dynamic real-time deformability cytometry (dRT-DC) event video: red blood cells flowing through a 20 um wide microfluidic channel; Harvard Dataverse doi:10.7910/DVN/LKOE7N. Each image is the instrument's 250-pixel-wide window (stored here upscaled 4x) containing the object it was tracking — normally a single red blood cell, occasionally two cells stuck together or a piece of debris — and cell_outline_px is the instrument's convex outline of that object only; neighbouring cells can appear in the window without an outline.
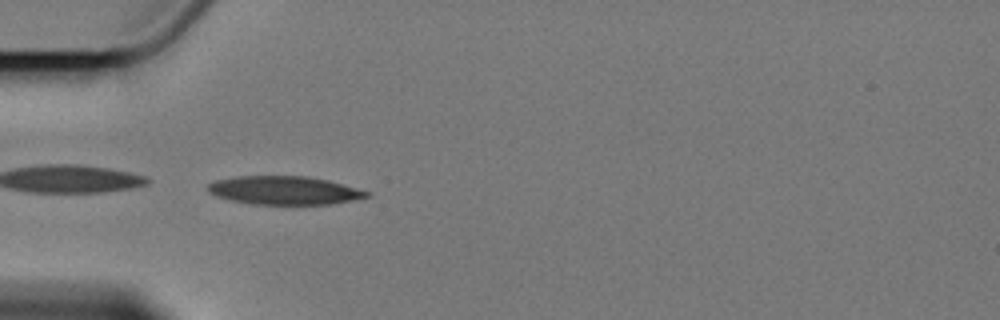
{"species": "Egyptian fruit bat (a non-hibernating species)", "species_latin": "Rousettus aegyptiacus", "temperature_condition": "cold", "stored_images_in_passage": 6, "camera_frame_rate_fps": 3000, "um_per_image_px": 0.085, "animal": {"sex": "female"}, "frame": {"image": 1, "passage_image": 4, "time_ms": 4.333, "image_size_px": [1000, 320], "cell_outline_px": [[372, 196], [332, 204], [252, 204], [232, 200], [216, 196], [208, 192], [208, 184], [216, 180], [236, 176], [308, 176], [328, 180], [372, 192]], "centroid_in_image_um": [24.2, 16.18], "position_along_channel_um": 60.8, "area_um2": 26.36}}
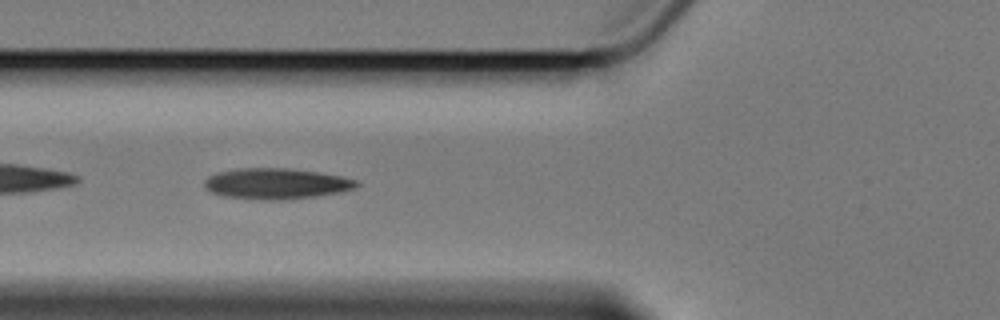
{"frame": {"image": 2, "passage_image": 5, "time_ms": 5.667, "image_size_px": [1000, 320], "cell_outline_px": [[360, 184], [356, 188], [340, 192], [316, 196], [288, 200], [260, 200], [224, 196], [212, 192], [204, 188], [204, 180], [208, 176], [220, 172], [236, 168], [288, 168], [320, 172], [340, 176], [356, 180]], "centroid_in_image_um": [23.48, 15.61], "position_along_channel_um": 102.3, "area_um2": 27.51}}